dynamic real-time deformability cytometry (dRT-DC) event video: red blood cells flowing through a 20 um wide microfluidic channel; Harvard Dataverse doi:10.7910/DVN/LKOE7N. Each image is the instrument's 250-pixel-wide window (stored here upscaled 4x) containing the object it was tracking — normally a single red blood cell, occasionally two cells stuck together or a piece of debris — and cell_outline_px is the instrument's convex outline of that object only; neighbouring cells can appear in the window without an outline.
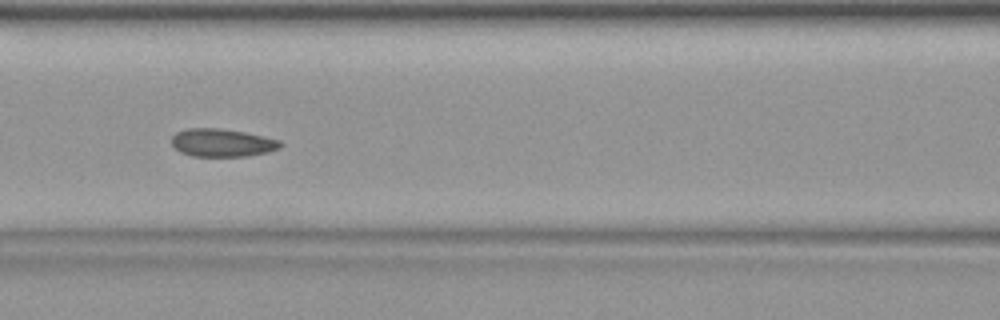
{"species": "common noctule bat (a hibernating species)", "species_latin": "Nyctalus noctula", "temperature_condition": "warm", "stored_images_in_passage": 43, "camera_frame_rate_fps": 3000, "um_per_image_px": 0.085, "animal": {"sex": "female", "body_mass_g": 19.9}, "frame": {"image": 1, "passage_image": 19, "time_ms": 6.0, "image_size_px": [1000, 320], "cell_outline_px": [[284, 144], [280, 148], [268, 152], [248, 156], [192, 156], [180, 152], [172, 144], [172, 136], [176, 132], [188, 128], [220, 128], [244, 132], [264, 136], [280, 140]], "centroid_in_image_um": [18.9, 12.13], "position_along_channel_um": 147.7, "area_um2": 17.8}}
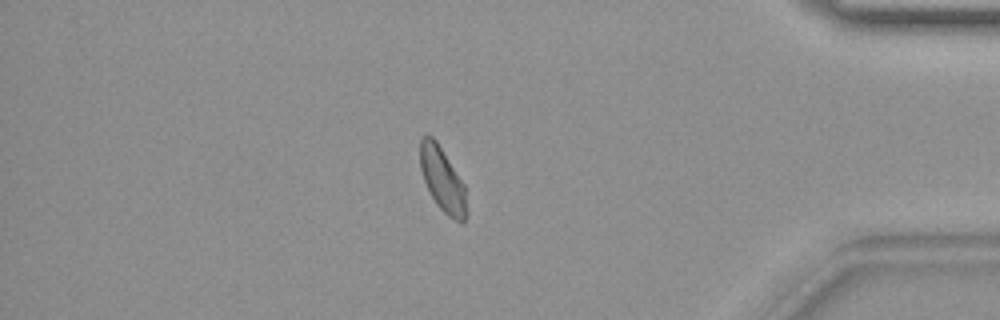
{"frame": {"image": 2, "passage_image": 37, "time_ms": 12.0, "image_size_px": [1000, 320], "cell_outline_px": [[468, 212], [464, 224], [460, 224], [448, 216], [436, 204], [424, 180], [420, 168], [420, 136], [428, 132], [436, 140], [464, 184]], "centroid_in_image_um": [37.62, 15.28], "position_along_channel_um": 397.6, "area_um2": 17.63}}